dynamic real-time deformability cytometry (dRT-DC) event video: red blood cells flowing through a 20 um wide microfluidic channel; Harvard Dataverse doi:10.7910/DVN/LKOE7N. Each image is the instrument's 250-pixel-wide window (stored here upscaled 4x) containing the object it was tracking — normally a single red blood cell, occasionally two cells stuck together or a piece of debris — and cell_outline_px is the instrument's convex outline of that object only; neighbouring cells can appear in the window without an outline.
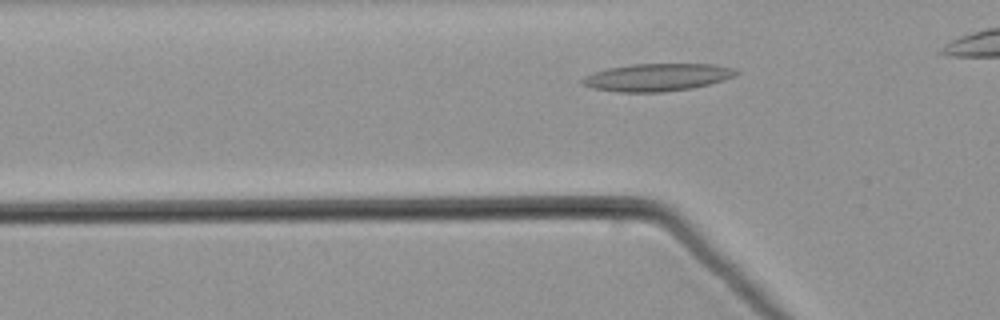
{"species": "common noctule bat (a hibernating species)", "species_latin": "Nyctalus noctula", "temperature_condition": "warm", "stored_images_in_passage": 33, "camera_frame_rate_fps": 3000, "um_per_image_px": 0.085, "animal": {"sex": "male", "body_mass_g": 21.5, "forearm_length_mm": 52.0}, "frame": {"image": 1, "passage_image": 7, "time_ms": 2.0, "image_size_px": [1000, 320], "cell_outline_px": [[740, 72], [736, 76], [724, 80], [692, 88], [660, 92], [620, 92], [592, 88], [580, 84], [580, 80], [584, 76], [592, 72], [608, 68], [628, 64], [712, 64], [732, 68]], "centroid_in_image_um": [55.81, 6.57], "position_along_channel_um": 70.0, "area_um2": 24.8}}
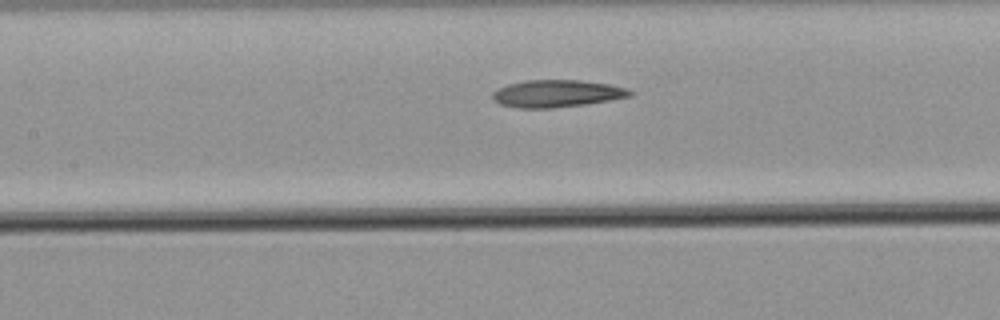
{"frame": {"image": 2, "passage_image": 14, "time_ms": 4.333, "image_size_px": [1000, 320], "cell_outline_px": [[632, 96], [612, 100], [584, 104], [552, 108], [516, 108], [500, 104], [492, 100], [492, 92], [508, 84], [528, 80], [580, 80], [608, 84], [624, 88], [632, 92]], "centroid_in_image_um": [47.3, 7.96], "position_along_channel_um": 160.1, "area_um2": 21.73}}
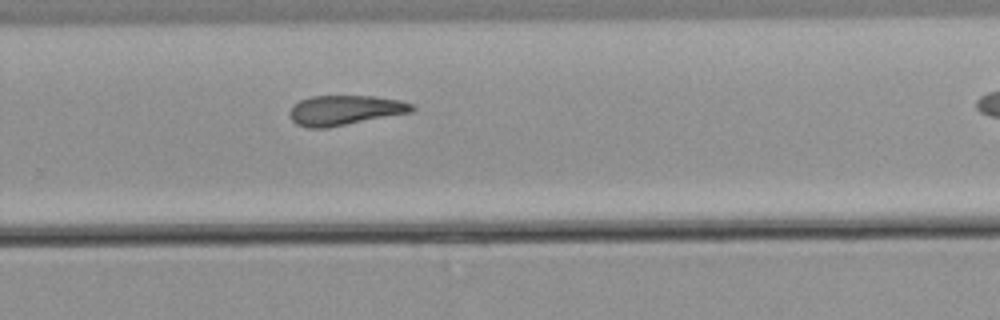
{"frame": {"image": 3, "passage_image": 25, "time_ms": 8.0, "image_size_px": [1000, 320], "cell_outline_px": [[416, 108], [412, 112], [328, 128], [308, 128], [296, 124], [292, 120], [288, 112], [300, 100], [312, 96], [372, 96], [400, 100], [412, 104]], "centroid_in_image_um": [29.32, 9.38], "position_along_channel_um": 300.5, "area_um2": 21.27}}